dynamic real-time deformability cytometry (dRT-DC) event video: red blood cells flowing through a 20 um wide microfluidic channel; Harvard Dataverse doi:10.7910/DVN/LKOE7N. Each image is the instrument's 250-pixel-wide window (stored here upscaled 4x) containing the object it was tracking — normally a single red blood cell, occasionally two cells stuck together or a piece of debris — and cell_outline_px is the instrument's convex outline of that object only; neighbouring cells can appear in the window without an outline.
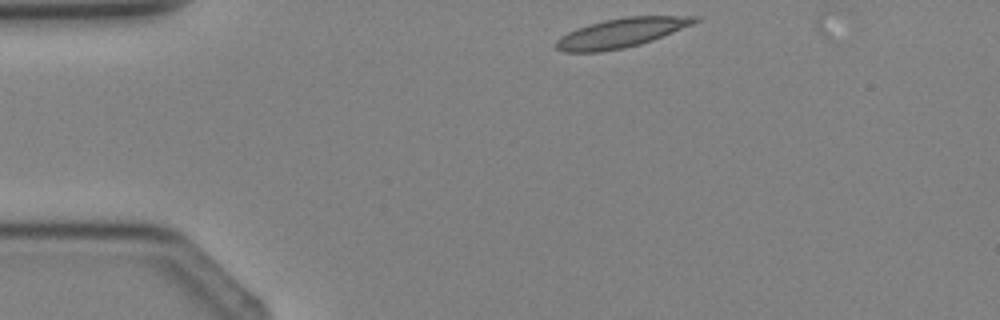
{"species": "Egyptian fruit bat (a non-hibernating species)", "species_latin": "Rousettus aegyptiacus", "temperature_condition": "cold", "stored_images_in_passage": 2, "camera_frame_rate_fps": 3000, "um_per_image_px": 0.085, "animal": {"sex": "female"}, "frame": {"image": 1, "passage_image": 1, "time_ms": 0.0, "image_size_px": [1000, 320], "cell_outline_px": [[700, 20], [692, 24], [652, 40], [640, 44], [624, 48], [600, 52], [564, 52], [556, 48], [556, 40], [560, 36], [576, 28], [588, 24], [604, 20], [624, 16], [700, 16]], "centroid_in_image_um": [52.77, 2.79], "position_along_channel_um": 32.2, "area_um2": 23.58}}